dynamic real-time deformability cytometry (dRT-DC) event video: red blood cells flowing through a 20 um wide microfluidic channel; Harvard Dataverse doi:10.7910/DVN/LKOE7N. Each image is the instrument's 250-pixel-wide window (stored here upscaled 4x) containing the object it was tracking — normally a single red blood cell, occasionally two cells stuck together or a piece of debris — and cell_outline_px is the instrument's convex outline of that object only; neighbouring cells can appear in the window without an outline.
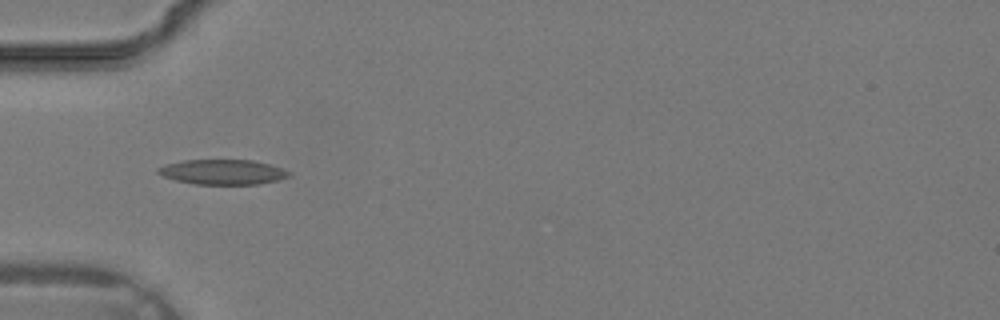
{"species": "common noctule bat (a hibernating species)", "species_latin": "Nyctalus noctula", "temperature_condition": "warm", "stored_images_in_passage": 25, "camera_frame_rate_fps": 3000, "um_per_image_px": 0.085, "animal": {"sex": "male", "body_mass_g": 19.2, "forearm_length_mm": 51.8}, "frame": {"image": 1, "passage_image": 1, "time_ms": 0.0, "image_size_px": [1000, 320], "cell_outline_px": [[292, 176], [260, 184], [196, 184], [176, 180], [164, 176], [156, 172], [156, 168], [164, 164], [184, 160], [252, 160], [268, 164], [292, 172]], "centroid_in_image_um": [18.92, 14.62], "position_along_channel_um": 66.1, "area_um2": 19.02}}
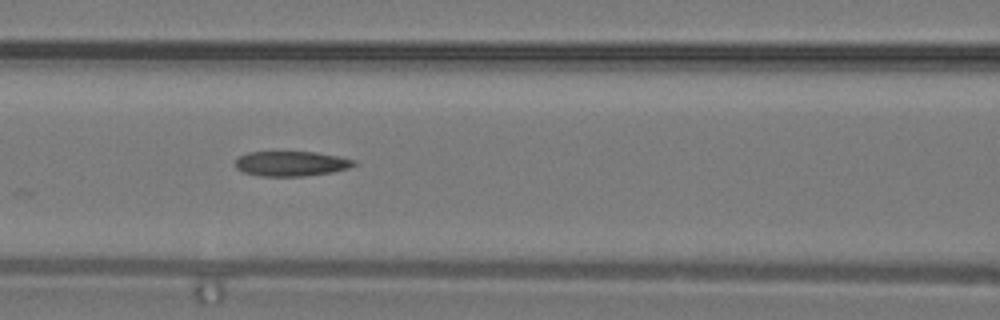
{"frame": {"image": 2, "passage_image": 5, "time_ms": 1.333, "image_size_px": [1000, 320], "cell_outline_px": [[356, 164], [348, 168], [332, 172], [304, 176], [260, 176], [244, 172], [236, 168], [236, 160], [240, 156], [248, 152], [316, 152], [340, 156], [356, 160]], "centroid_in_image_um": [24.78, 13.9], "position_along_channel_um": 141.8, "area_um2": 17.22}}
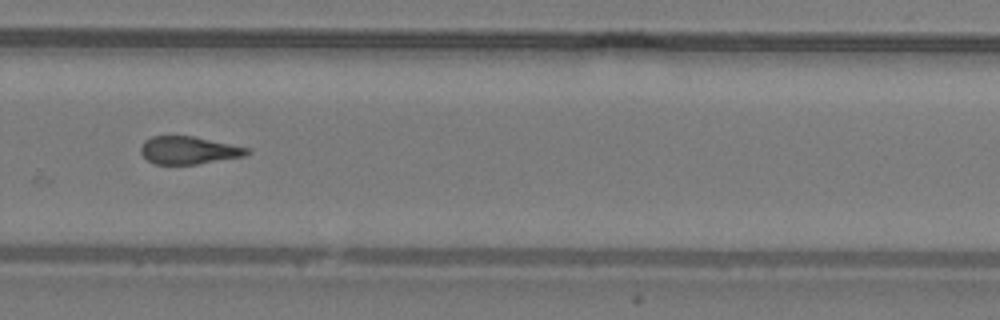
{"frame": {"image": 3, "passage_image": 14, "time_ms": 4.333, "image_size_px": [1000, 320], "cell_outline_px": [[252, 152], [244, 156], [196, 164], [156, 164], [148, 160], [140, 152], [140, 148], [144, 140], [152, 136], [192, 136], [248, 148]], "centroid_in_image_um": [16.01, 12.77], "position_along_channel_um": 313.8, "area_um2": 16.94}}